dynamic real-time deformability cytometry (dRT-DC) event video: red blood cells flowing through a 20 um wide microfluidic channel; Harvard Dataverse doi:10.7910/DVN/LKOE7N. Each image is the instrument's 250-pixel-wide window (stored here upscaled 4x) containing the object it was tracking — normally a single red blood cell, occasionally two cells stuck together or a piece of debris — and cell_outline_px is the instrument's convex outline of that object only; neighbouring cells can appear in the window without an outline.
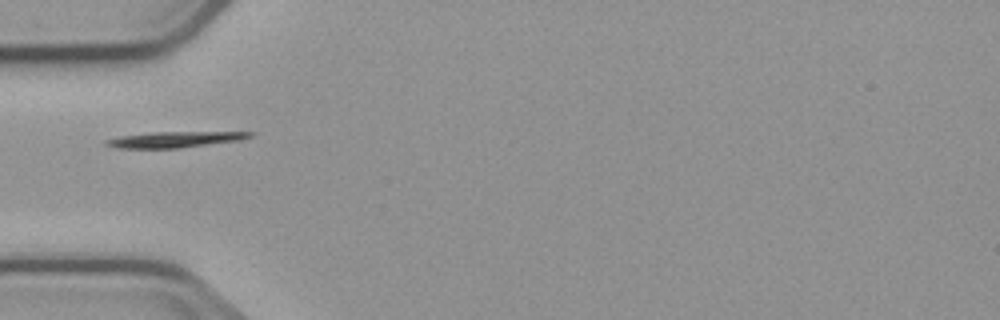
{"species": "common noctule bat (a hibernating species)", "species_latin": "Nyctalus noctula", "temperature_condition": "cold", "stored_images_in_passage": 1, "camera_frame_rate_fps": 3000, "um_per_image_px": 0.085, "animal": {"sex": "male", "body_mass_g": 23.1, "forearm_length_mm": 52.7}, "frame": {"image": 1, "passage_image": 1, "time_ms": 0.0, "image_size_px": [1000, 320], "cell_outline_px": [[252, 136], [240, 140], [180, 148], [116, 148], [104, 144], [104, 140], [120, 136], [152, 132], [252, 132]], "centroid_in_image_um": [14.8, 11.86], "position_along_channel_um": 70.2, "area_um2": 13.18}}